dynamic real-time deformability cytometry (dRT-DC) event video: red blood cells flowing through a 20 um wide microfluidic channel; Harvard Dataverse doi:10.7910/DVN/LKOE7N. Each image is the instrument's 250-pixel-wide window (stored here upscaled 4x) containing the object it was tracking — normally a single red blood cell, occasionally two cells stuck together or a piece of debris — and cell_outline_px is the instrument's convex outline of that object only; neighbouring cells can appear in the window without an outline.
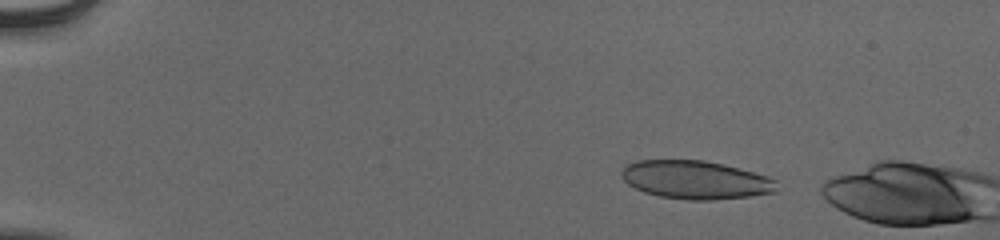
{"species": "human", "species_latin": "Homo sapiens", "temperature_condition": "cold", "stored_images_in_passage": 7, "camera_frame_rate_fps": 3000, "um_per_image_px": 0.085, "donor": {"sex": "male"}, "frame": {"image": 1, "passage_image": 5, "time_ms": 1.333, "image_size_px": [1000, 240], "cell_outline_px": [[776, 192], [752, 196], [712, 200], [688, 200], [660, 196], [644, 192], [628, 184], [620, 176], [620, 172], [628, 164], [636, 160], [704, 160], [724, 164], [768, 176], [776, 180]], "centroid_in_image_um": [59.13, 15.28], "position_along_channel_um": 25.9, "area_um2": 34.74}}